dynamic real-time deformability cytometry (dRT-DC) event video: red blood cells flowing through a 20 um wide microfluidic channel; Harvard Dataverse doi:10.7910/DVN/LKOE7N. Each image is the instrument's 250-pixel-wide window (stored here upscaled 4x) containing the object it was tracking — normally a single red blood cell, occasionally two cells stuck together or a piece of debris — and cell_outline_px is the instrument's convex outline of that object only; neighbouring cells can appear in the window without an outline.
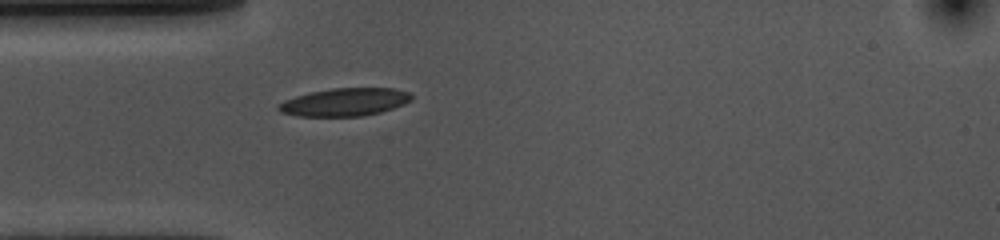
{"species": "common noctule bat (a hibernating species)", "species_latin": "Nyctalus noctula", "temperature_condition": "cold", "stored_images_in_passage": 41, "camera_frame_rate_fps": 3000, "um_per_image_px": 0.085, "animal": {"sex": "female", "body_mass_g": 10.0, "forearm_length_mm": 53.1}, "frame": {"image": 1, "passage_image": 1, "time_ms": 0.0, "image_size_px": [1000, 240], "cell_outline_px": [[412, 100], [404, 104], [380, 112], [360, 116], [300, 116], [280, 112], [276, 108], [276, 104], [284, 100], [308, 92], [332, 88], [392, 88], [408, 92], [412, 96]], "centroid_in_image_um": [29.26, 8.67], "position_along_channel_um": 55.7, "area_um2": 21.62}}
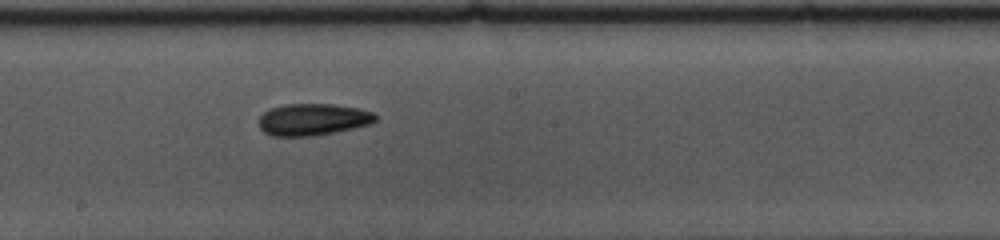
{"frame": {"image": 2, "passage_image": 15, "time_ms": 4.667, "image_size_px": [1000, 240], "cell_outline_px": [[376, 120], [372, 124], [316, 136], [272, 136], [264, 132], [260, 128], [260, 116], [264, 112], [272, 108], [288, 104], [332, 104], [356, 108], [372, 112], [376, 116]], "centroid_in_image_um": [26.6, 10.17], "position_along_channel_um": 221.6, "area_um2": 21.5}}
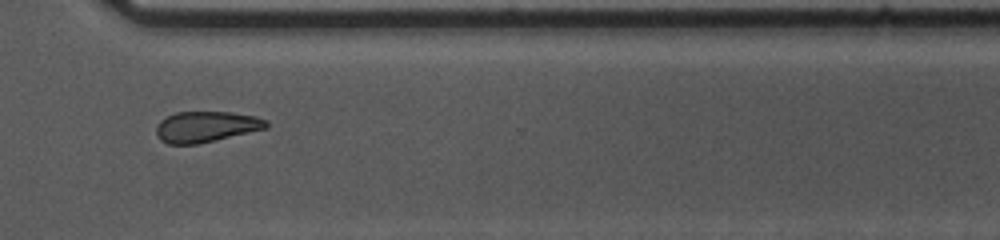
{"frame": {"image": 3, "passage_image": 26, "time_ms": 8.333, "image_size_px": [1000, 240], "cell_outline_px": [[268, 128], [196, 144], [168, 144], [160, 140], [156, 132], [156, 128], [160, 120], [176, 112], [232, 112], [256, 116], [268, 120]], "centroid_in_image_um": [17.53, 10.76], "position_along_channel_um": 353.1, "area_um2": 19.71}, "authors_computed_cell_mechanics": {"area_um2": 20.9236, "velocity_mm_per_s": 3.5884, "shape_relaxation_time_tau1_ms": 3.0495, "shape_relaxation_time_tau2_ms": 9.3042, "deformation_change_tau1": 0.1033, "deformation_change_tau2": 0.1551}}